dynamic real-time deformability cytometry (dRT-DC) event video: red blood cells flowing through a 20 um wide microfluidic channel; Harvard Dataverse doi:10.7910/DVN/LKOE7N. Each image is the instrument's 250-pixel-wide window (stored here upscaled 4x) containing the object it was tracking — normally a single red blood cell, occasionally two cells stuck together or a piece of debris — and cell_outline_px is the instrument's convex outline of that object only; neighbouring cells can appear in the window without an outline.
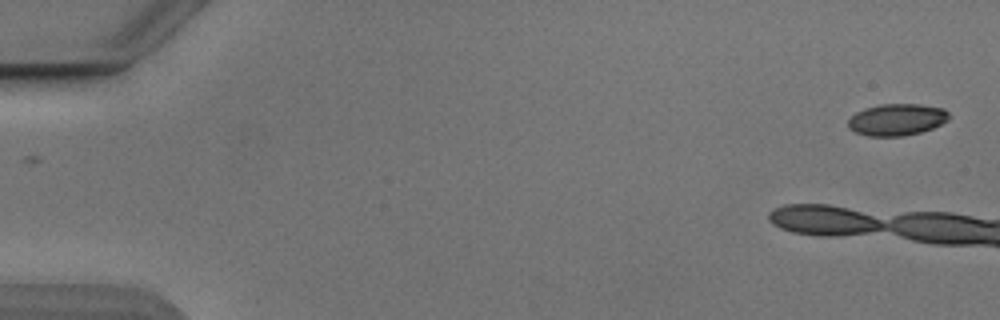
{"species": "Egyptian fruit bat (a non-hibernating species)", "species_latin": "Rousettus aegyptiacus", "temperature_condition": "cold", "stored_images_in_passage": 7, "camera_frame_rate_fps": 3000, "um_per_image_px": 0.085, "animal": {"sex": "male"}, "frame": {"image": 1, "passage_image": 1, "time_ms": 0.0, "image_size_px": [1000, 320], "cell_outline_px": [[948, 120], [932, 128], [920, 132], [904, 136], [868, 136], [856, 132], [848, 128], [848, 120], [856, 112], [864, 108], [880, 104], [920, 104], [944, 108], [948, 112]], "centroid_in_image_um": [76.22, 10.16], "position_along_channel_um": 8.8, "area_um2": 18.67}}